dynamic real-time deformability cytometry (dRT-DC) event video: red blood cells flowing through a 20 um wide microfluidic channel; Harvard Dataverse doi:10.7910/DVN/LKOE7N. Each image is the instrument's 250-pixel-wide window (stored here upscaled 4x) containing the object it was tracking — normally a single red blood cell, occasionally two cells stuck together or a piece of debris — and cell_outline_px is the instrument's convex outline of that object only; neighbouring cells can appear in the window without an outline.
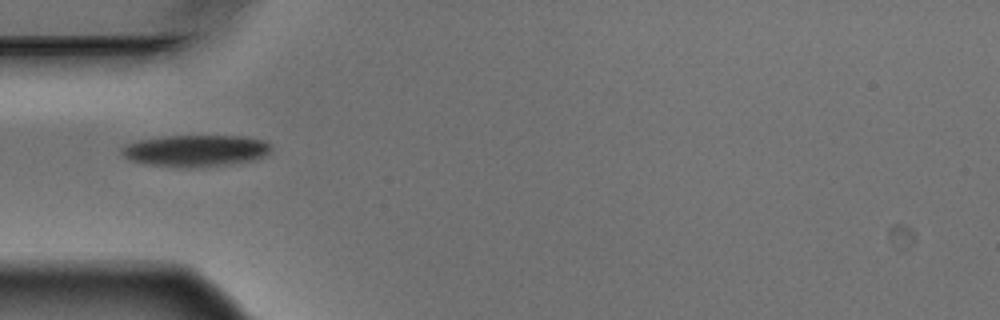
{"species": "Egyptian fruit bat (a non-hibernating species)", "species_latin": "Rousettus aegyptiacus", "temperature_condition": "warm", "stored_images_in_passage": 1, "camera_frame_rate_fps": 3000, "um_per_image_px": 0.085, "animal": {"sex": "male"}, "frame": {"image": 1, "passage_image": 1, "time_ms": 0.0, "image_size_px": [1000, 320], "cell_outline_px": [[272, 152], [264, 156], [248, 160], [228, 164], [148, 164], [132, 160], [124, 156], [120, 152], [120, 148], [136, 140], [164, 136], [244, 136], [264, 140], [272, 148]], "centroid_in_image_um": [16.64, 12.74], "position_along_channel_um": 68.4, "area_um2": 26.24}}